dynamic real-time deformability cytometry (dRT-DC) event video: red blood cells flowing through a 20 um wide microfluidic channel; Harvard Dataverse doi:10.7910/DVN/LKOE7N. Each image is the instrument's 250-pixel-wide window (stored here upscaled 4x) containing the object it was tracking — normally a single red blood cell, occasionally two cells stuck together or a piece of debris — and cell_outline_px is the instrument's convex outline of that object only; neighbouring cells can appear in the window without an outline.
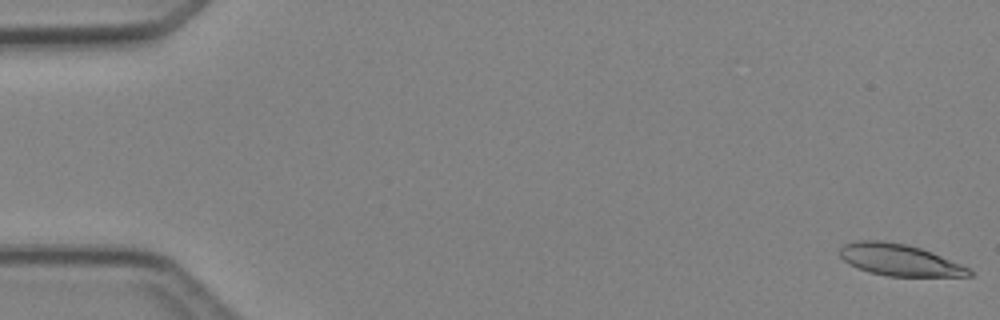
{"species": "Egyptian fruit bat (a non-hibernating species)", "species_latin": "Rousettus aegyptiacus", "temperature_condition": "cold", "stored_images_in_passage": 4, "camera_frame_rate_fps": 3000, "um_per_image_px": 0.085, "animal": {"sex": "female"}, "frame": {"image": 1, "passage_image": 1, "time_ms": 0.0, "image_size_px": [1000, 320], "cell_outline_px": [[972, 276], [888, 276], [872, 272], [848, 264], [840, 256], [840, 248], [844, 244], [856, 240], [884, 240], [904, 244], [920, 248], [932, 252], [960, 264], [968, 268], [972, 272]], "centroid_in_image_um": [76.43, 22.08], "position_along_channel_um": 8.6, "area_um2": 23.58}}